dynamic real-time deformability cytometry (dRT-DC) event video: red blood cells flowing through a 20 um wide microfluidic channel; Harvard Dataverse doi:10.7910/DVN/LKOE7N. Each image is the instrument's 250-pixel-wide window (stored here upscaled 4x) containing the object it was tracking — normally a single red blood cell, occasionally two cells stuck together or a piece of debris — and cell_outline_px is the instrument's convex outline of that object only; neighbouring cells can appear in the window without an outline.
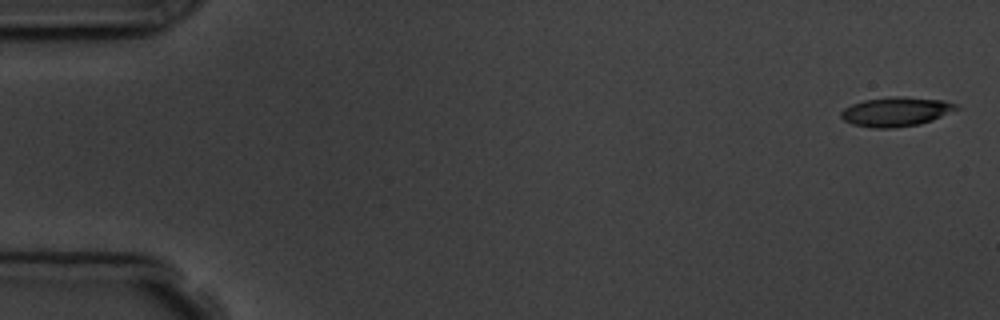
{"species": "common noctule bat (a hibernating species)", "species_latin": "Nyctalus noctula", "temperature_condition": "room temperature", "stored_images_in_passage": 4, "camera_frame_rate_fps": 3000, "um_per_image_px": 0.085, "animal": {"sex": "male", "body_mass_g": 19.5, "forearm_length_mm": 54.6}, "frame": {"image": 1, "passage_image": 1, "time_ms": 0.0, "image_size_px": [1000, 320], "cell_outline_px": [[960, 108], [932, 120], [920, 124], [892, 128], [872, 128], [852, 124], [844, 120], [840, 116], [840, 112], [844, 108], [852, 104], [864, 100], [896, 96], [900, 96], [944, 100], [956, 104]], "centroid_in_image_um": [76.15, 9.49], "position_along_channel_um": 8.9, "area_um2": 19.65}}